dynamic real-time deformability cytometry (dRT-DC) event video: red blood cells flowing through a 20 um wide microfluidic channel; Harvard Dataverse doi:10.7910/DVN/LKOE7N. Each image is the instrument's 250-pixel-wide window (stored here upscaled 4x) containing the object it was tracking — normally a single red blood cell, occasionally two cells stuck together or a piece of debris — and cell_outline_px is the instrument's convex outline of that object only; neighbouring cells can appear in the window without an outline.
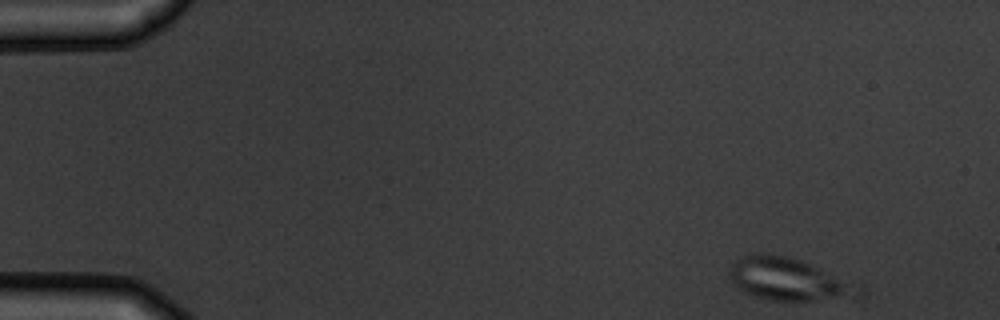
{"species": "common noctule bat (a hibernating species)", "species_latin": "Nyctalus noctula", "temperature_condition": "warm", "stored_images_in_passage": 5, "camera_frame_rate_fps": 3000, "um_per_image_px": 0.085, "animal": {"sex": "male", "body_mass_g": 19.5, "forearm_length_mm": 54.6}, "frame": {"image": 1, "passage_image": 1, "time_ms": 0.0, "image_size_px": [1000, 320], "cell_outline_px": [[864, 296], [808, 300], [772, 300], [756, 296], [744, 292], [736, 288], [732, 280], [732, 264], [736, 260], [752, 252], [764, 252], [788, 256], [800, 260], [860, 284], [864, 288]], "centroid_in_image_um": [67.08, 23.72], "position_along_channel_um": 17.9, "area_um2": 31.91}}